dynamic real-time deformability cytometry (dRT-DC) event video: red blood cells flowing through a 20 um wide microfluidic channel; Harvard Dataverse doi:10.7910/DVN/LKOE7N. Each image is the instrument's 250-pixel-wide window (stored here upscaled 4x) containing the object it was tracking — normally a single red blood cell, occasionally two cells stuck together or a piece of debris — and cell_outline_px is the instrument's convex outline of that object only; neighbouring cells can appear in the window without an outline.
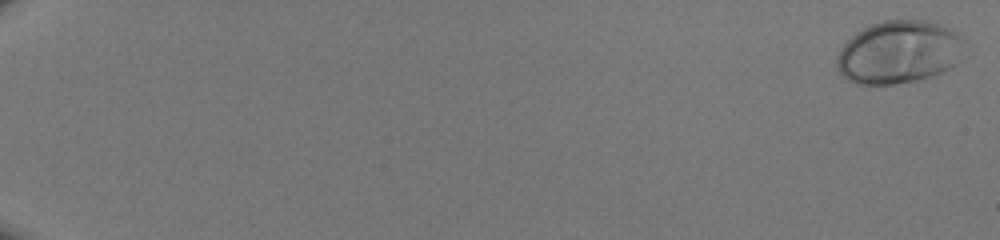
{"species": "human", "species_latin": "Homo sapiens", "temperature_condition": "room temperature", "stored_images_in_passage": 51, "camera_frame_rate_fps": 3000, "um_per_image_px": 0.085, "donor": {"sex": "male"}, "frame": {"image": 1, "passage_image": 1, "time_ms": 0.0, "image_size_px": [1000, 240], "cell_outline_px": [[968, 56], [956, 64], [932, 76], [916, 80], [892, 84], [856, 84], [848, 80], [840, 72], [836, 64], [836, 60], [840, 48], [856, 32], [872, 24], [884, 20], [928, 20], [940, 24], [964, 36], [968, 44]], "centroid_in_image_um": [76.51, 4.42], "position_along_channel_um": 8.5, "area_um2": 47.57}}
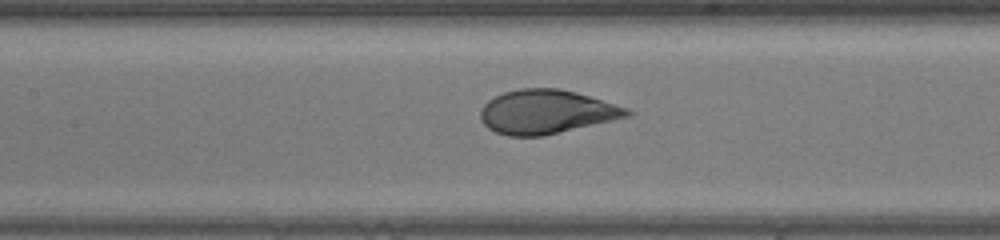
{"frame": {"image": 2, "passage_image": 28, "time_ms": 9.0, "image_size_px": [1000, 240], "cell_outline_px": [[632, 116], [544, 136], [508, 136], [496, 132], [488, 128], [480, 120], [480, 108], [488, 100], [504, 92], [520, 88], [560, 88], [576, 92], [628, 108], [632, 112]], "centroid_in_image_um": [46.44, 9.51], "position_along_channel_um": 161.0, "area_um2": 37.69}}
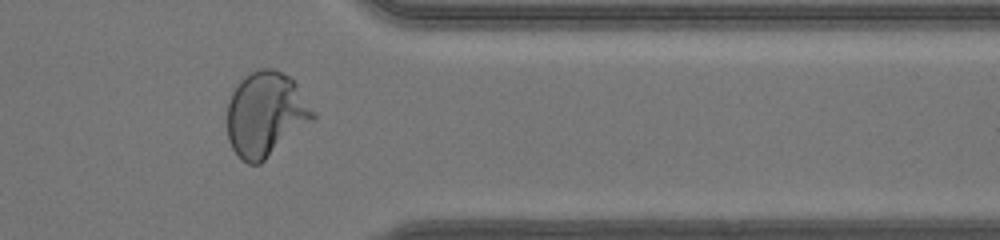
{"frame": {"image": 3, "passage_image": 44, "time_ms": 14.333, "image_size_px": [1000, 240], "cell_outline_px": [[316, 120], [260, 164], [248, 164], [240, 160], [232, 148], [228, 140], [228, 100], [232, 92], [240, 80], [244, 76], [260, 68], [272, 68], [288, 76], [296, 84], [316, 112]], "centroid_in_image_um": [22.61, 9.74], "position_along_channel_um": 388.8, "area_um2": 42.77}}